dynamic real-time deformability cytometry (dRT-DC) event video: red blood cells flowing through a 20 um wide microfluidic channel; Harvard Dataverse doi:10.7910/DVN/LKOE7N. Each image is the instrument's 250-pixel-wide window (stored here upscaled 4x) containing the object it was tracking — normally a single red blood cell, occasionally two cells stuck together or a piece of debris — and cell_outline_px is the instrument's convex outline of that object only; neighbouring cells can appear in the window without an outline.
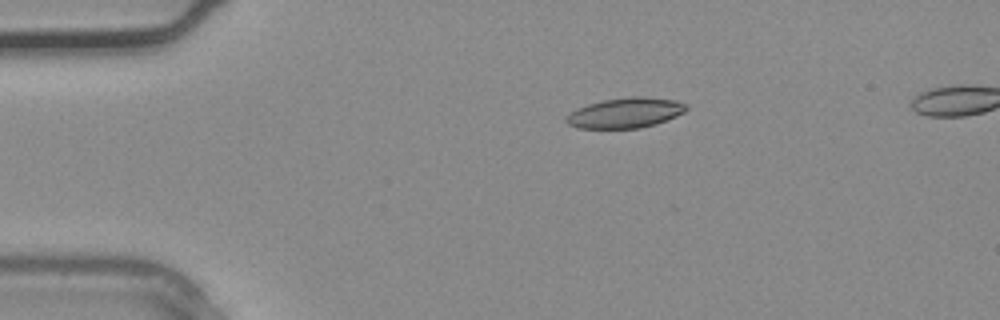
{"species": "common noctule bat (a hibernating species)", "species_latin": "Nyctalus noctula", "temperature_condition": "warm", "stored_images_in_passage": 4, "camera_frame_rate_fps": 3000, "um_per_image_px": 0.085, "animal": {"sex": "male", "body_mass_g": 20.4}, "frame": {"image": 1, "passage_image": 2, "time_ms": 0.333, "image_size_px": [1000, 320], "cell_outline_px": [[688, 108], [684, 112], [676, 116], [656, 124], [640, 128], [576, 128], [568, 124], [564, 120], [576, 108], [588, 104], [604, 100], [628, 96], [640, 96], [676, 100], [688, 104]], "centroid_in_image_um": [53.18, 9.59], "position_along_channel_um": 31.8, "area_um2": 21.15}}